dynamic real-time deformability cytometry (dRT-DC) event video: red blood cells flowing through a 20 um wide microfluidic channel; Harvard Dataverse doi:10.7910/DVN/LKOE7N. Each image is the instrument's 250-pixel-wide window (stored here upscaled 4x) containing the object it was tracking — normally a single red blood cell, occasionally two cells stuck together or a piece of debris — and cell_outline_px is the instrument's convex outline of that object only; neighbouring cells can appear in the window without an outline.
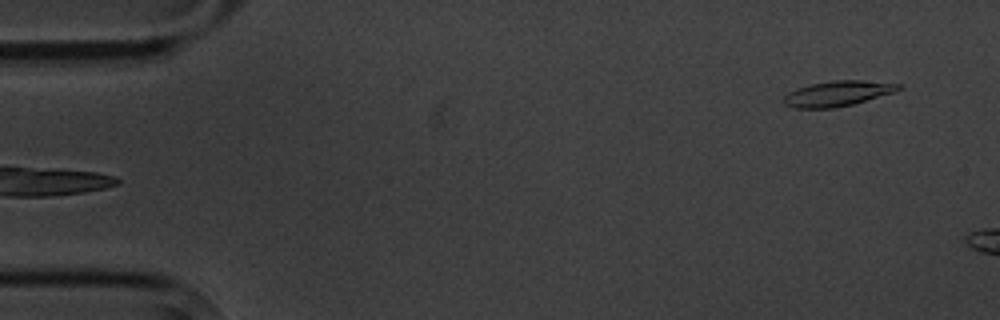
{"species": "common noctule bat (a hibernating species)", "species_latin": "Nyctalus noctula", "temperature_condition": "cold", "stored_images_in_passage": 3, "segment_of_instrument_passage": [2, 2], "camera_frame_rate_fps": 3000, "um_per_image_px": 0.085, "animal": {"sex": "male", "body_mass_g": 20.1, "forearm_length_mm": 53.5}, "frame": {"image": 1, "passage_image": 3, "time_ms": 2.333, "image_size_px": [1000, 320], "cell_outline_px": [[900, 88], [892, 92], [852, 104], [836, 108], [796, 108], [784, 104], [784, 96], [788, 92], [796, 88], [812, 84], [832, 80], [860, 80], [900, 84]], "centroid_in_image_um": [71.13, 7.95], "position_along_channel_um": 13.9, "area_um2": 16.59}}